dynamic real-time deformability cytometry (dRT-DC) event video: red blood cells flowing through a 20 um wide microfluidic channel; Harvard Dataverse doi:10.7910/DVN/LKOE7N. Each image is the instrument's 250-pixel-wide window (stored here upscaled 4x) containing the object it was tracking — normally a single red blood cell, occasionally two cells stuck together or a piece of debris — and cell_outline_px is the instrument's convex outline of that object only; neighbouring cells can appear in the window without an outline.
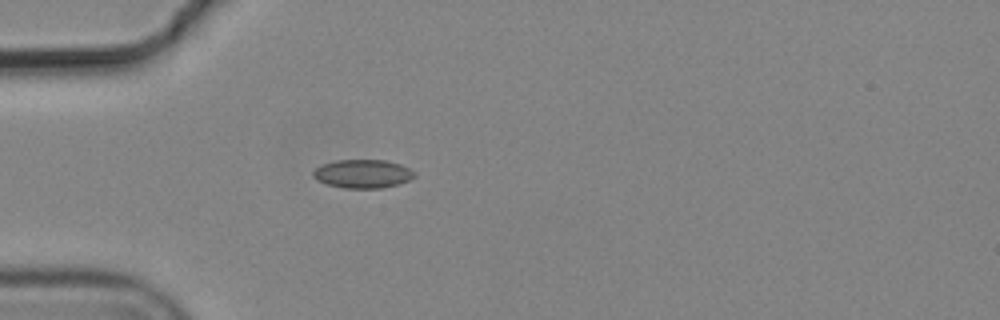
{"species": "common noctule bat (a hibernating species)", "species_latin": "Nyctalus noctula", "temperature_condition": "cold", "stored_images_in_passage": 1, "camera_frame_rate_fps": 3000, "um_per_image_px": 0.085, "animal": {"sex": "male", "body_mass_g": 19.2, "forearm_length_mm": 51.8}, "frame": {"image": 1, "passage_image": 1, "time_ms": 0.0, "image_size_px": [1000, 320], "cell_outline_px": [[416, 176], [408, 180], [384, 188], [344, 188], [328, 184], [316, 180], [312, 176], [312, 172], [316, 168], [324, 164], [336, 160], [384, 160], [400, 164], [416, 172]], "centroid_in_image_um": [30.83, 14.77], "position_along_channel_um": 54.2, "area_um2": 16.76}}